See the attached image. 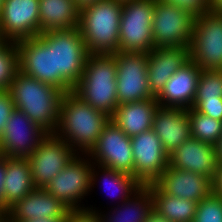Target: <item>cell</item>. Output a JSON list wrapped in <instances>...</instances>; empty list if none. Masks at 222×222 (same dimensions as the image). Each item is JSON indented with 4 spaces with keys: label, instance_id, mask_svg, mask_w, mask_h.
<instances>
[{
    "label": "cell",
    "instance_id": "7c38bea8",
    "mask_svg": "<svg viewBox=\"0 0 222 222\" xmlns=\"http://www.w3.org/2000/svg\"><path fill=\"white\" fill-rule=\"evenodd\" d=\"M77 153L55 134H48L28 157L35 189H45Z\"/></svg>",
    "mask_w": 222,
    "mask_h": 222
},
{
    "label": "cell",
    "instance_id": "9c48e42d",
    "mask_svg": "<svg viewBox=\"0 0 222 222\" xmlns=\"http://www.w3.org/2000/svg\"><path fill=\"white\" fill-rule=\"evenodd\" d=\"M195 17L168 3L155 0L152 21L154 48H189Z\"/></svg>",
    "mask_w": 222,
    "mask_h": 222
},
{
    "label": "cell",
    "instance_id": "60d3db41",
    "mask_svg": "<svg viewBox=\"0 0 222 222\" xmlns=\"http://www.w3.org/2000/svg\"><path fill=\"white\" fill-rule=\"evenodd\" d=\"M67 217H51V218H39L29 219L24 222H65Z\"/></svg>",
    "mask_w": 222,
    "mask_h": 222
},
{
    "label": "cell",
    "instance_id": "e575fe53",
    "mask_svg": "<svg viewBox=\"0 0 222 222\" xmlns=\"http://www.w3.org/2000/svg\"><path fill=\"white\" fill-rule=\"evenodd\" d=\"M15 106L8 90L0 91V137Z\"/></svg>",
    "mask_w": 222,
    "mask_h": 222
},
{
    "label": "cell",
    "instance_id": "4fadbf2b",
    "mask_svg": "<svg viewBox=\"0 0 222 222\" xmlns=\"http://www.w3.org/2000/svg\"><path fill=\"white\" fill-rule=\"evenodd\" d=\"M47 135L23 111L14 108L0 137V154L28 158Z\"/></svg>",
    "mask_w": 222,
    "mask_h": 222
},
{
    "label": "cell",
    "instance_id": "603a6c76",
    "mask_svg": "<svg viewBox=\"0 0 222 222\" xmlns=\"http://www.w3.org/2000/svg\"><path fill=\"white\" fill-rule=\"evenodd\" d=\"M158 106L155 98L119 104L110 120L131 138L152 129L154 113Z\"/></svg>",
    "mask_w": 222,
    "mask_h": 222
},
{
    "label": "cell",
    "instance_id": "f1b7e54d",
    "mask_svg": "<svg viewBox=\"0 0 222 222\" xmlns=\"http://www.w3.org/2000/svg\"><path fill=\"white\" fill-rule=\"evenodd\" d=\"M96 166H98L97 169H100V171L102 172V174H100L101 180L104 177V184L102 183L103 180L101 181V183L107 186V188L105 187L106 189H108L109 187L108 191H111V187L114 193L112 191L111 192L115 194L116 197L119 196L122 198L120 202L127 200L142 186L133 176L129 174L106 168L100 165ZM116 191L117 193H119V195L116 194Z\"/></svg>",
    "mask_w": 222,
    "mask_h": 222
},
{
    "label": "cell",
    "instance_id": "7bdbcfd3",
    "mask_svg": "<svg viewBox=\"0 0 222 222\" xmlns=\"http://www.w3.org/2000/svg\"><path fill=\"white\" fill-rule=\"evenodd\" d=\"M216 148H217L218 163H222V136L220 138L219 143L216 145Z\"/></svg>",
    "mask_w": 222,
    "mask_h": 222
},
{
    "label": "cell",
    "instance_id": "6da1fadb",
    "mask_svg": "<svg viewBox=\"0 0 222 222\" xmlns=\"http://www.w3.org/2000/svg\"><path fill=\"white\" fill-rule=\"evenodd\" d=\"M109 121L110 116L106 113L85 103L73 92H68L62 96L58 127L54 134L75 152L85 155L96 145Z\"/></svg>",
    "mask_w": 222,
    "mask_h": 222
},
{
    "label": "cell",
    "instance_id": "83f0119b",
    "mask_svg": "<svg viewBox=\"0 0 222 222\" xmlns=\"http://www.w3.org/2000/svg\"><path fill=\"white\" fill-rule=\"evenodd\" d=\"M187 114L191 137L216 146L222 136V121L205 116L194 108L187 109Z\"/></svg>",
    "mask_w": 222,
    "mask_h": 222
},
{
    "label": "cell",
    "instance_id": "277c9868",
    "mask_svg": "<svg viewBox=\"0 0 222 222\" xmlns=\"http://www.w3.org/2000/svg\"><path fill=\"white\" fill-rule=\"evenodd\" d=\"M122 2L102 0L80 11L78 29L89 54L119 52Z\"/></svg>",
    "mask_w": 222,
    "mask_h": 222
},
{
    "label": "cell",
    "instance_id": "30bf717a",
    "mask_svg": "<svg viewBox=\"0 0 222 222\" xmlns=\"http://www.w3.org/2000/svg\"><path fill=\"white\" fill-rule=\"evenodd\" d=\"M118 105L155 98L147 78L148 58L146 52L115 53Z\"/></svg>",
    "mask_w": 222,
    "mask_h": 222
},
{
    "label": "cell",
    "instance_id": "ee69618b",
    "mask_svg": "<svg viewBox=\"0 0 222 222\" xmlns=\"http://www.w3.org/2000/svg\"><path fill=\"white\" fill-rule=\"evenodd\" d=\"M0 222H6V213L0 209Z\"/></svg>",
    "mask_w": 222,
    "mask_h": 222
},
{
    "label": "cell",
    "instance_id": "1f68e13d",
    "mask_svg": "<svg viewBox=\"0 0 222 222\" xmlns=\"http://www.w3.org/2000/svg\"><path fill=\"white\" fill-rule=\"evenodd\" d=\"M193 222H222V197L211 193L197 204Z\"/></svg>",
    "mask_w": 222,
    "mask_h": 222
},
{
    "label": "cell",
    "instance_id": "3957f363",
    "mask_svg": "<svg viewBox=\"0 0 222 222\" xmlns=\"http://www.w3.org/2000/svg\"><path fill=\"white\" fill-rule=\"evenodd\" d=\"M114 54H90L73 93L82 101L112 116L118 106Z\"/></svg>",
    "mask_w": 222,
    "mask_h": 222
},
{
    "label": "cell",
    "instance_id": "ffe728a7",
    "mask_svg": "<svg viewBox=\"0 0 222 222\" xmlns=\"http://www.w3.org/2000/svg\"><path fill=\"white\" fill-rule=\"evenodd\" d=\"M70 209L45 189H34L6 212V222L68 217Z\"/></svg>",
    "mask_w": 222,
    "mask_h": 222
},
{
    "label": "cell",
    "instance_id": "2e32d148",
    "mask_svg": "<svg viewBox=\"0 0 222 222\" xmlns=\"http://www.w3.org/2000/svg\"><path fill=\"white\" fill-rule=\"evenodd\" d=\"M19 70L41 82L55 86L54 48L38 35L16 42Z\"/></svg>",
    "mask_w": 222,
    "mask_h": 222
},
{
    "label": "cell",
    "instance_id": "f546056e",
    "mask_svg": "<svg viewBox=\"0 0 222 222\" xmlns=\"http://www.w3.org/2000/svg\"><path fill=\"white\" fill-rule=\"evenodd\" d=\"M19 71V54L16 42L7 41L0 48V91L9 90Z\"/></svg>",
    "mask_w": 222,
    "mask_h": 222
},
{
    "label": "cell",
    "instance_id": "ac0fdd59",
    "mask_svg": "<svg viewBox=\"0 0 222 222\" xmlns=\"http://www.w3.org/2000/svg\"><path fill=\"white\" fill-rule=\"evenodd\" d=\"M218 165L217 148L211 143L187 139L169 154V166L185 171L203 174L213 179Z\"/></svg>",
    "mask_w": 222,
    "mask_h": 222
},
{
    "label": "cell",
    "instance_id": "f6af8a7d",
    "mask_svg": "<svg viewBox=\"0 0 222 222\" xmlns=\"http://www.w3.org/2000/svg\"><path fill=\"white\" fill-rule=\"evenodd\" d=\"M7 42V40L3 37L2 33L0 32V48Z\"/></svg>",
    "mask_w": 222,
    "mask_h": 222
},
{
    "label": "cell",
    "instance_id": "4dcf8cb0",
    "mask_svg": "<svg viewBox=\"0 0 222 222\" xmlns=\"http://www.w3.org/2000/svg\"><path fill=\"white\" fill-rule=\"evenodd\" d=\"M194 100H222V70H201Z\"/></svg>",
    "mask_w": 222,
    "mask_h": 222
},
{
    "label": "cell",
    "instance_id": "4316f807",
    "mask_svg": "<svg viewBox=\"0 0 222 222\" xmlns=\"http://www.w3.org/2000/svg\"><path fill=\"white\" fill-rule=\"evenodd\" d=\"M152 191L153 209L172 222H193L197 209L194 201L167 195L153 183L147 185Z\"/></svg>",
    "mask_w": 222,
    "mask_h": 222
},
{
    "label": "cell",
    "instance_id": "f35d334b",
    "mask_svg": "<svg viewBox=\"0 0 222 222\" xmlns=\"http://www.w3.org/2000/svg\"><path fill=\"white\" fill-rule=\"evenodd\" d=\"M146 222H172V221H169L166 217L161 216L153 209L152 212L148 215Z\"/></svg>",
    "mask_w": 222,
    "mask_h": 222
},
{
    "label": "cell",
    "instance_id": "7a4b0ae2",
    "mask_svg": "<svg viewBox=\"0 0 222 222\" xmlns=\"http://www.w3.org/2000/svg\"><path fill=\"white\" fill-rule=\"evenodd\" d=\"M8 91L15 108L23 111L31 121L48 134L55 133L63 91L30 77L20 70L13 78Z\"/></svg>",
    "mask_w": 222,
    "mask_h": 222
},
{
    "label": "cell",
    "instance_id": "8d00e7d4",
    "mask_svg": "<svg viewBox=\"0 0 222 222\" xmlns=\"http://www.w3.org/2000/svg\"><path fill=\"white\" fill-rule=\"evenodd\" d=\"M7 168V157L0 154V209L5 212V174Z\"/></svg>",
    "mask_w": 222,
    "mask_h": 222
},
{
    "label": "cell",
    "instance_id": "44dd1931",
    "mask_svg": "<svg viewBox=\"0 0 222 222\" xmlns=\"http://www.w3.org/2000/svg\"><path fill=\"white\" fill-rule=\"evenodd\" d=\"M147 58V78L150 92L156 97L170 77L190 60L189 48H153L147 53Z\"/></svg>",
    "mask_w": 222,
    "mask_h": 222
},
{
    "label": "cell",
    "instance_id": "d6a6232c",
    "mask_svg": "<svg viewBox=\"0 0 222 222\" xmlns=\"http://www.w3.org/2000/svg\"><path fill=\"white\" fill-rule=\"evenodd\" d=\"M164 3L176 5L191 13L194 17L211 12L210 0H159Z\"/></svg>",
    "mask_w": 222,
    "mask_h": 222
},
{
    "label": "cell",
    "instance_id": "b9f144b4",
    "mask_svg": "<svg viewBox=\"0 0 222 222\" xmlns=\"http://www.w3.org/2000/svg\"><path fill=\"white\" fill-rule=\"evenodd\" d=\"M211 12L222 14V0H210Z\"/></svg>",
    "mask_w": 222,
    "mask_h": 222
},
{
    "label": "cell",
    "instance_id": "836d02e7",
    "mask_svg": "<svg viewBox=\"0 0 222 222\" xmlns=\"http://www.w3.org/2000/svg\"><path fill=\"white\" fill-rule=\"evenodd\" d=\"M191 108L205 116L222 121V100H194Z\"/></svg>",
    "mask_w": 222,
    "mask_h": 222
},
{
    "label": "cell",
    "instance_id": "ba28073f",
    "mask_svg": "<svg viewBox=\"0 0 222 222\" xmlns=\"http://www.w3.org/2000/svg\"><path fill=\"white\" fill-rule=\"evenodd\" d=\"M189 55L201 70H222V14L195 17Z\"/></svg>",
    "mask_w": 222,
    "mask_h": 222
},
{
    "label": "cell",
    "instance_id": "bcb514c9",
    "mask_svg": "<svg viewBox=\"0 0 222 222\" xmlns=\"http://www.w3.org/2000/svg\"><path fill=\"white\" fill-rule=\"evenodd\" d=\"M3 2H4V0H0V13H1Z\"/></svg>",
    "mask_w": 222,
    "mask_h": 222
},
{
    "label": "cell",
    "instance_id": "d6986e66",
    "mask_svg": "<svg viewBox=\"0 0 222 222\" xmlns=\"http://www.w3.org/2000/svg\"><path fill=\"white\" fill-rule=\"evenodd\" d=\"M200 73L201 68L192 60L179 68L155 97L159 106L190 109L196 96Z\"/></svg>",
    "mask_w": 222,
    "mask_h": 222
},
{
    "label": "cell",
    "instance_id": "9a60e30c",
    "mask_svg": "<svg viewBox=\"0 0 222 222\" xmlns=\"http://www.w3.org/2000/svg\"><path fill=\"white\" fill-rule=\"evenodd\" d=\"M0 32L13 42L40 35L39 0H4Z\"/></svg>",
    "mask_w": 222,
    "mask_h": 222
},
{
    "label": "cell",
    "instance_id": "7402d4cb",
    "mask_svg": "<svg viewBox=\"0 0 222 222\" xmlns=\"http://www.w3.org/2000/svg\"><path fill=\"white\" fill-rule=\"evenodd\" d=\"M152 130L170 154L191 137L186 109L158 106L154 113Z\"/></svg>",
    "mask_w": 222,
    "mask_h": 222
},
{
    "label": "cell",
    "instance_id": "d4e9b609",
    "mask_svg": "<svg viewBox=\"0 0 222 222\" xmlns=\"http://www.w3.org/2000/svg\"><path fill=\"white\" fill-rule=\"evenodd\" d=\"M39 13L40 34L79 25L80 11L74 0H39Z\"/></svg>",
    "mask_w": 222,
    "mask_h": 222
},
{
    "label": "cell",
    "instance_id": "8fae6325",
    "mask_svg": "<svg viewBox=\"0 0 222 222\" xmlns=\"http://www.w3.org/2000/svg\"><path fill=\"white\" fill-rule=\"evenodd\" d=\"M92 163L133 176L131 139L112 120L104 127L96 145L88 153ZM97 163V164H96Z\"/></svg>",
    "mask_w": 222,
    "mask_h": 222
},
{
    "label": "cell",
    "instance_id": "74e56055",
    "mask_svg": "<svg viewBox=\"0 0 222 222\" xmlns=\"http://www.w3.org/2000/svg\"><path fill=\"white\" fill-rule=\"evenodd\" d=\"M212 193L222 197V163H218L212 179Z\"/></svg>",
    "mask_w": 222,
    "mask_h": 222
},
{
    "label": "cell",
    "instance_id": "d590c367",
    "mask_svg": "<svg viewBox=\"0 0 222 222\" xmlns=\"http://www.w3.org/2000/svg\"><path fill=\"white\" fill-rule=\"evenodd\" d=\"M65 222H102L98 212L89 209L70 210Z\"/></svg>",
    "mask_w": 222,
    "mask_h": 222
},
{
    "label": "cell",
    "instance_id": "ab89813d",
    "mask_svg": "<svg viewBox=\"0 0 222 222\" xmlns=\"http://www.w3.org/2000/svg\"><path fill=\"white\" fill-rule=\"evenodd\" d=\"M74 1L78 10L81 11L87 7L93 6L94 4L102 0H74Z\"/></svg>",
    "mask_w": 222,
    "mask_h": 222
},
{
    "label": "cell",
    "instance_id": "5b68a950",
    "mask_svg": "<svg viewBox=\"0 0 222 222\" xmlns=\"http://www.w3.org/2000/svg\"><path fill=\"white\" fill-rule=\"evenodd\" d=\"M54 48L55 87L64 93L72 92L80 81L90 55L78 27L51 30L39 35Z\"/></svg>",
    "mask_w": 222,
    "mask_h": 222
},
{
    "label": "cell",
    "instance_id": "e0dca14e",
    "mask_svg": "<svg viewBox=\"0 0 222 222\" xmlns=\"http://www.w3.org/2000/svg\"><path fill=\"white\" fill-rule=\"evenodd\" d=\"M153 184L164 194L199 203L212 193V180L203 174L168 165Z\"/></svg>",
    "mask_w": 222,
    "mask_h": 222
},
{
    "label": "cell",
    "instance_id": "52a82bcc",
    "mask_svg": "<svg viewBox=\"0 0 222 222\" xmlns=\"http://www.w3.org/2000/svg\"><path fill=\"white\" fill-rule=\"evenodd\" d=\"M154 9L155 0L123 2L119 26V51L149 53L154 48Z\"/></svg>",
    "mask_w": 222,
    "mask_h": 222
},
{
    "label": "cell",
    "instance_id": "484cf974",
    "mask_svg": "<svg viewBox=\"0 0 222 222\" xmlns=\"http://www.w3.org/2000/svg\"><path fill=\"white\" fill-rule=\"evenodd\" d=\"M118 207L113 212L109 211V216L93 210V207L86 209L98 212L102 222H146L153 210L152 191L147 185H142L133 196L121 203V207L119 205Z\"/></svg>",
    "mask_w": 222,
    "mask_h": 222
},
{
    "label": "cell",
    "instance_id": "5bb4252c",
    "mask_svg": "<svg viewBox=\"0 0 222 222\" xmlns=\"http://www.w3.org/2000/svg\"><path fill=\"white\" fill-rule=\"evenodd\" d=\"M130 139L134 161L133 177L141 185L151 184L168 167L169 154L152 129Z\"/></svg>",
    "mask_w": 222,
    "mask_h": 222
},
{
    "label": "cell",
    "instance_id": "8992f818",
    "mask_svg": "<svg viewBox=\"0 0 222 222\" xmlns=\"http://www.w3.org/2000/svg\"><path fill=\"white\" fill-rule=\"evenodd\" d=\"M91 161L88 154L82 158L77 153L68 165L49 182L45 190L70 210L86 209L84 205L81 207L79 202L89 194L100 177V171L98 173L95 171L96 166Z\"/></svg>",
    "mask_w": 222,
    "mask_h": 222
},
{
    "label": "cell",
    "instance_id": "7dc6e473",
    "mask_svg": "<svg viewBox=\"0 0 222 222\" xmlns=\"http://www.w3.org/2000/svg\"><path fill=\"white\" fill-rule=\"evenodd\" d=\"M117 1H120V2H126V1H132V0H117Z\"/></svg>",
    "mask_w": 222,
    "mask_h": 222
},
{
    "label": "cell",
    "instance_id": "cb8c5ba5",
    "mask_svg": "<svg viewBox=\"0 0 222 222\" xmlns=\"http://www.w3.org/2000/svg\"><path fill=\"white\" fill-rule=\"evenodd\" d=\"M35 189L28 158L7 157L5 213Z\"/></svg>",
    "mask_w": 222,
    "mask_h": 222
}]
</instances>
